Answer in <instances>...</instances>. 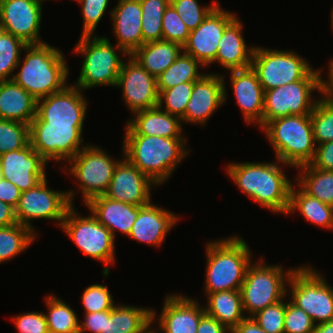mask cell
Here are the masks:
<instances>
[{
    "label": "cell",
    "instance_id": "cell-1",
    "mask_svg": "<svg viewBox=\"0 0 333 333\" xmlns=\"http://www.w3.org/2000/svg\"><path fill=\"white\" fill-rule=\"evenodd\" d=\"M276 160L274 163H230L226 171L241 191L255 202L272 212L287 214L293 183L280 169L278 164L282 162Z\"/></svg>",
    "mask_w": 333,
    "mask_h": 333
},
{
    "label": "cell",
    "instance_id": "cell-2",
    "mask_svg": "<svg viewBox=\"0 0 333 333\" xmlns=\"http://www.w3.org/2000/svg\"><path fill=\"white\" fill-rule=\"evenodd\" d=\"M123 156L155 184H163L189 153L186 138L124 135Z\"/></svg>",
    "mask_w": 333,
    "mask_h": 333
},
{
    "label": "cell",
    "instance_id": "cell-3",
    "mask_svg": "<svg viewBox=\"0 0 333 333\" xmlns=\"http://www.w3.org/2000/svg\"><path fill=\"white\" fill-rule=\"evenodd\" d=\"M25 59L13 81L36 101L63 90L68 78V66L62 52L49 44H30L24 49Z\"/></svg>",
    "mask_w": 333,
    "mask_h": 333
},
{
    "label": "cell",
    "instance_id": "cell-4",
    "mask_svg": "<svg viewBox=\"0 0 333 333\" xmlns=\"http://www.w3.org/2000/svg\"><path fill=\"white\" fill-rule=\"evenodd\" d=\"M206 254L205 294L240 290L252 259L245 240L230 236L211 241L206 244Z\"/></svg>",
    "mask_w": 333,
    "mask_h": 333
},
{
    "label": "cell",
    "instance_id": "cell-5",
    "mask_svg": "<svg viewBox=\"0 0 333 333\" xmlns=\"http://www.w3.org/2000/svg\"><path fill=\"white\" fill-rule=\"evenodd\" d=\"M261 130L265 131L276 159L284 166L297 168L313 160L317 145L310 114L277 118L267 122Z\"/></svg>",
    "mask_w": 333,
    "mask_h": 333
},
{
    "label": "cell",
    "instance_id": "cell-6",
    "mask_svg": "<svg viewBox=\"0 0 333 333\" xmlns=\"http://www.w3.org/2000/svg\"><path fill=\"white\" fill-rule=\"evenodd\" d=\"M92 38V39H91ZM129 56L117 45L113 47L107 37L92 35L80 36L74 52L84 55L83 64L76 87L86 90L100 85L115 86L118 82V75L124 61L117 55Z\"/></svg>",
    "mask_w": 333,
    "mask_h": 333
},
{
    "label": "cell",
    "instance_id": "cell-7",
    "mask_svg": "<svg viewBox=\"0 0 333 333\" xmlns=\"http://www.w3.org/2000/svg\"><path fill=\"white\" fill-rule=\"evenodd\" d=\"M282 267L281 265H266L262 258L257 263H251L248 266L240 289L243 310L249 313L246 317H252L258 311L287 296L288 288L285 279L289 280L294 268H290L284 273Z\"/></svg>",
    "mask_w": 333,
    "mask_h": 333
},
{
    "label": "cell",
    "instance_id": "cell-8",
    "mask_svg": "<svg viewBox=\"0 0 333 333\" xmlns=\"http://www.w3.org/2000/svg\"><path fill=\"white\" fill-rule=\"evenodd\" d=\"M286 282L291 288L290 301L304 310L315 325L333 320V288L324 276L307 265L298 266Z\"/></svg>",
    "mask_w": 333,
    "mask_h": 333
},
{
    "label": "cell",
    "instance_id": "cell-9",
    "mask_svg": "<svg viewBox=\"0 0 333 333\" xmlns=\"http://www.w3.org/2000/svg\"><path fill=\"white\" fill-rule=\"evenodd\" d=\"M321 69L311 70L302 80L264 93L263 126L274 119L311 114L319 99H311L312 91H320ZM311 99V100H310Z\"/></svg>",
    "mask_w": 333,
    "mask_h": 333
},
{
    "label": "cell",
    "instance_id": "cell-10",
    "mask_svg": "<svg viewBox=\"0 0 333 333\" xmlns=\"http://www.w3.org/2000/svg\"><path fill=\"white\" fill-rule=\"evenodd\" d=\"M74 208L72 205L68 209L61 228L83 254L106 265L103 274L107 276L109 264L115 262V238L93 214L82 217Z\"/></svg>",
    "mask_w": 333,
    "mask_h": 333
},
{
    "label": "cell",
    "instance_id": "cell-11",
    "mask_svg": "<svg viewBox=\"0 0 333 333\" xmlns=\"http://www.w3.org/2000/svg\"><path fill=\"white\" fill-rule=\"evenodd\" d=\"M46 179L35 187L23 191L15 208L17 223L34 232L35 229L31 225L33 219L56 220L61 227L68 209L73 205L74 190L69 192L52 190L47 187Z\"/></svg>",
    "mask_w": 333,
    "mask_h": 333
},
{
    "label": "cell",
    "instance_id": "cell-12",
    "mask_svg": "<svg viewBox=\"0 0 333 333\" xmlns=\"http://www.w3.org/2000/svg\"><path fill=\"white\" fill-rule=\"evenodd\" d=\"M264 91L302 80L311 70L296 52L255 47L252 66Z\"/></svg>",
    "mask_w": 333,
    "mask_h": 333
},
{
    "label": "cell",
    "instance_id": "cell-13",
    "mask_svg": "<svg viewBox=\"0 0 333 333\" xmlns=\"http://www.w3.org/2000/svg\"><path fill=\"white\" fill-rule=\"evenodd\" d=\"M69 162L72 163L69 174L77 178L87 204L92 198L106 193L120 160H114L99 147L86 145Z\"/></svg>",
    "mask_w": 333,
    "mask_h": 333
},
{
    "label": "cell",
    "instance_id": "cell-14",
    "mask_svg": "<svg viewBox=\"0 0 333 333\" xmlns=\"http://www.w3.org/2000/svg\"><path fill=\"white\" fill-rule=\"evenodd\" d=\"M30 144L47 162H68L82 148L83 125L30 123ZM82 145V146H80Z\"/></svg>",
    "mask_w": 333,
    "mask_h": 333
},
{
    "label": "cell",
    "instance_id": "cell-15",
    "mask_svg": "<svg viewBox=\"0 0 333 333\" xmlns=\"http://www.w3.org/2000/svg\"><path fill=\"white\" fill-rule=\"evenodd\" d=\"M83 91L67 85L63 90L37 100L36 117L31 123L83 125L87 101Z\"/></svg>",
    "mask_w": 333,
    "mask_h": 333
},
{
    "label": "cell",
    "instance_id": "cell-16",
    "mask_svg": "<svg viewBox=\"0 0 333 333\" xmlns=\"http://www.w3.org/2000/svg\"><path fill=\"white\" fill-rule=\"evenodd\" d=\"M41 0H0V29L27 45L45 43L40 39Z\"/></svg>",
    "mask_w": 333,
    "mask_h": 333
},
{
    "label": "cell",
    "instance_id": "cell-17",
    "mask_svg": "<svg viewBox=\"0 0 333 333\" xmlns=\"http://www.w3.org/2000/svg\"><path fill=\"white\" fill-rule=\"evenodd\" d=\"M235 18L233 13L225 11L218 4L195 30L190 31L182 46L183 51L204 67L212 64L224 30Z\"/></svg>",
    "mask_w": 333,
    "mask_h": 333
},
{
    "label": "cell",
    "instance_id": "cell-18",
    "mask_svg": "<svg viewBox=\"0 0 333 333\" xmlns=\"http://www.w3.org/2000/svg\"><path fill=\"white\" fill-rule=\"evenodd\" d=\"M128 57V62L122 64L116 85L122 88L123 101L132 113L158 106L159 92L156 78L130 55Z\"/></svg>",
    "mask_w": 333,
    "mask_h": 333
},
{
    "label": "cell",
    "instance_id": "cell-19",
    "mask_svg": "<svg viewBox=\"0 0 333 333\" xmlns=\"http://www.w3.org/2000/svg\"><path fill=\"white\" fill-rule=\"evenodd\" d=\"M46 163L31 144L0 155L3 178L12 182L21 192L35 187L46 178Z\"/></svg>",
    "mask_w": 333,
    "mask_h": 333
},
{
    "label": "cell",
    "instance_id": "cell-20",
    "mask_svg": "<svg viewBox=\"0 0 333 333\" xmlns=\"http://www.w3.org/2000/svg\"><path fill=\"white\" fill-rule=\"evenodd\" d=\"M224 75L204 74L195 81L190 100L185 108L183 122L206 124L209 117L226 102Z\"/></svg>",
    "mask_w": 333,
    "mask_h": 333
},
{
    "label": "cell",
    "instance_id": "cell-21",
    "mask_svg": "<svg viewBox=\"0 0 333 333\" xmlns=\"http://www.w3.org/2000/svg\"><path fill=\"white\" fill-rule=\"evenodd\" d=\"M157 186L148 176L125 157L114 170L112 180L104 194L106 197L135 206L151 202V186Z\"/></svg>",
    "mask_w": 333,
    "mask_h": 333
},
{
    "label": "cell",
    "instance_id": "cell-22",
    "mask_svg": "<svg viewBox=\"0 0 333 333\" xmlns=\"http://www.w3.org/2000/svg\"><path fill=\"white\" fill-rule=\"evenodd\" d=\"M159 315L163 333H197L200 319L206 314L199 302L188 296L168 294Z\"/></svg>",
    "mask_w": 333,
    "mask_h": 333
},
{
    "label": "cell",
    "instance_id": "cell-23",
    "mask_svg": "<svg viewBox=\"0 0 333 333\" xmlns=\"http://www.w3.org/2000/svg\"><path fill=\"white\" fill-rule=\"evenodd\" d=\"M231 86L238 106L248 124L263 127L264 89L252 68L231 70Z\"/></svg>",
    "mask_w": 333,
    "mask_h": 333
},
{
    "label": "cell",
    "instance_id": "cell-24",
    "mask_svg": "<svg viewBox=\"0 0 333 333\" xmlns=\"http://www.w3.org/2000/svg\"><path fill=\"white\" fill-rule=\"evenodd\" d=\"M178 217L150 203L140 206L139 214L128 237L140 243L161 246Z\"/></svg>",
    "mask_w": 333,
    "mask_h": 333
},
{
    "label": "cell",
    "instance_id": "cell-25",
    "mask_svg": "<svg viewBox=\"0 0 333 333\" xmlns=\"http://www.w3.org/2000/svg\"><path fill=\"white\" fill-rule=\"evenodd\" d=\"M118 47L128 55L143 45L140 0H118L111 11Z\"/></svg>",
    "mask_w": 333,
    "mask_h": 333
},
{
    "label": "cell",
    "instance_id": "cell-26",
    "mask_svg": "<svg viewBox=\"0 0 333 333\" xmlns=\"http://www.w3.org/2000/svg\"><path fill=\"white\" fill-rule=\"evenodd\" d=\"M133 114L135 118L127 121L125 135L183 138L181 119L163 111L159 106Z\"/></svg>",
    "mask_w": 333,
    "mask_h": 333
},
{
    "label": "cell",
    "instance_id": "cell-27",
    "mask_svg": "<svg viewBox=\"0 0 333 333\" xmlns=\"http://www.w3.org/2000/svg\"><path fill=\"white\" fill-rule=\"evenodd\" d=\"M85 205L114 238L115 230L129 236L140 211V206L116 201L105 195L94 197Z\"/></svg>",
    "mask_w": 333,
    "mask_h": 333
},
{
    "label": "cell",
    "instance_id": "cell-28",
    "mask_svg": "<svg viewBox=\"0 0 333 333\" xmlns=\"http://www.w3.org/2000/svg\"><path fill=\"white\" fill-rule=\"evenodd\" d=\"M242 23L236 17L224 30L215 60L225 69L238 70L252 66L254 47H247L242 35Z\"/></svg>",
    "mask_w": 333,
    "mask_h": 333
},
{
    "label": "cell",
    "instance_id": "cell-29",
    "mask_svg": "<svg viewBox=\"0 0 333 333\" xmlns=\"http://www.w3.org/2000/svg\"><path fill=\"white\" fill-rule=\"evenodd\" d=\"M37 101L13 80L0 82V119L30 125L36 117Z\"/></svg>",
    "mask_w": 333,
    "mask_h": 333
},
{
    "label": "cell",
    "instance_id": "cell-30",
    "mask_svg": "<svg viewBox=\"0 0 333 333\" xmlns=\"http://www.w3.org/2000/svg\"><path fill=\"white\" fill-rule=\"evenodd\" d=\"M154 309L115 305L105 310L104 332L101 333H143L156 317Z\"/></svg>",
    "mask_w": 333,
    "mask_h": 333
},
{
    "label": "cell",
    "instance_id": "cell-31",
    "mask_svg": "<svg viewBox=\"0 0 333 333\" xmlns=\"http://www.w3.org/2000/svg\"><path fill=\"white\" fill-rule=\"evenodd\" d=\"M182 51L183 47L175 42L157 40L144 43L130 56L157 78L174 63Z\"/></svg>",
    "mask_w": 333,
    "mask_h": 333
},
{
    "label": "cell",
    "instance_id": "cell-32",
    "mask_svg": "<svg viewBox=\"0 0 333 333\" xmlns=\"http://www.w3.org/2000/svg\"><path fill=\"white\" fill-rule=\"evenodd\" d=\"M205 313L232 331L246 317L240 290H228L207 294Z\"/></svg>",
    "mask_w": 333,
    "mask_h": 333
},
{
    "label": "cell",
    "instance_id": "cell-33",
    "mask_svg": "<svg viewBox=\"0 0 333 333\" xmlns=\"http://www.w3.org/2000/svg\"><path fill=\"white\" fill-rule=\"evenodd\" d=\"M295 186L293 184L291 188L290 206L287 214L297 210L307 221L326 229H332L333 206L310 196L301 187L296 190Z\"/></svg>",
    "mask_w": 333,
    "mask_h": 333
},
{
    "label": "cell",
    "instance_id": "cell-34",
    "mask_svg": "<svg viewBox=\"0 0 333 333\" xmlns=\"http://www.w3.org/2000/svg\"><path fill=\"white\" fill-rule=\"evenodd\" d=\"M301 174L297 175V183L310 196L333 206V171L320 170L310 164L297 167Z\"/></svg>",
    "mask_w": 333,
    "mask_h": 333
},
{
    "label": "cell",
    "instance_id": "cell-35",
    "mask_svg": "<svg viewBox=\"0 0 333 333\" xmlns=\"http://www.w3.org/2000/svg\"><path fill=\"white\" fill-rule=\"evenodd\" d=\"M200 65L204 67L193 56L182 51L174 63L156 78L157 89L166 90L181 83L199 80L204 75L198 71Z\"/></svg>",
    "mask_w": 333,
    "mask_h": 333
},
{
    "label": "cell",
    "instance_id": "cell-36",
    "mask_svg": "<svg viewBox=\"0 0 333 333\" xmlns=\"http://www.w3.org/2000/svg\"><path fill=\"white\" fill-rule=\"evenodd\" d=\"M45 314L49 333H79V320L75 311L55 295H47Z\"/></svg>",
    "mask_w": 333,
    "mask_h": 333
},
{
    "label": "cell",
    "instance_id": "cell-37",
    "mask_svg": "<svg viewBox=\"0 0 333 333\" xmlns=\"http://www.w3.org/2000/svg\"><path fill=\"white\" fill-rule=\"evenodd\" d=\"M36 236L33 230L19 223L0 227V263L25 251Z\"/></svg>",
    "mask_w": 333,
    "mask_h": 333
},
{
    "label": "cell",
    "instance_id": "cell-38",
    "mask_svg": "<svg viewBox=\"0 0 333 333\" xmlns=\"http://www.w3.org/2000/svg\"><path fill=\"white\" fill-rule=\"evenodd\" d=\"M170 0H140L143 44L162 40V19Z\"/></svg>",
    "mask_w": 333,
    "mask_h": 333
},
{
    "label": "cell",
    "instance_id": "cell-39",
    "mask_svg": "<svg viewBox=\"0 0 333 333\" xmlns=\"http://www.w3.org/2000/svg\"><path fill=\"white\" fill-rule=\"evenodd\" d=\"M26 46L21 39L0 29V82L13 79V71L22 63L20 54Z\"/></svg>",
    "mask_w": 333,
    "mask_h": 333
},
{
    "label": "cell",
    "instance_id": "cell-40",
    "mask_svg": "<svg viewBox=\"0 0 333 333\" xmlns=\"http://www.w3.org/2000/svg\"><path fill=\"white\" fill-rule=\"evenodd\" d=\"M30 144V126L17 121L0 119V155L23 149Z\"/></svg>",
    "mask_w": 333,
    "mask_h": 333
},
{
    "label": "cell",
    "instance_id": "cell-41",
    "mask_svg": "<svg viewBox=\"0 0 333 333\" xmlns=\"http://www.w3.org/2000/svg\"><path fill=\"white\" fill-rule=\"evenodd\" d=\"M194 83L186 82L166 90H158V106L160 108L165 106L163 111L182 119L185 116V108L190 100ZM163 103L165 104L164 106Z\"/></svg>",
    "mask_w": 333,
    "mask_h": 333
},
{
    "label": "cell",
    "instance_id": "cell-42",
    "mask_svg": "<svg viewBox=\"0 0 333 333\" xmlns=\"http://www.w3.org/2000/svg\"><path fill=\"white\" fill-rule=\"evenodd\" d=\"M310 117L315 143L333 141V105L319 98Z\"/></svg>",
    "mask_w": 333,
    "mask_h": 333
},
{
    "label": "cell",
    "instance_id": "cell-43",
    "mask_svg": "<svg viewBox=\"0 0 333 333\" xmlns=\"http://www.w3.org/2000/svg\"><path fill=\"white\" fill-rule=\"evenodd\" d=\"M170 4L175 8L186 27L195 30L209 15V13L219 4L213 1L210 6L200 7L197 0H170Z\"/></svg>",
    "mask_w": 333,
    "mask_h": 333
},
{
    "label": "cell",
    "instance_id": "cell-44",
    "mask_svg": "<svg viewBox=\"0 0 333 333\" xmlns=\"http://www.w3.org/2000/svg\"><path fill=\"white\" fill-rule=\"evenodd\" d=\"M189 34L190 30L181 20L175 8L169 4L162 19V40L175 42L183 46Z\"/></svg>",
    "mask_w": 333,
    "mask_h": 333
},
{
    "label": "cell",
    "instance_id": "cell-45",
    "mask_svg": "<svg viewBox=\"0 0 333 333\" xmlns=\"http://www.w3.org/2000/svg\"><path fill=\"white\" fill-rule=\"evenodd\" d=\"M286 302L284 298L258 311L252 318L267 333H284Z\"/></svg>",
    "mask_w": 333,
    "mask_h": 333
},
{
    "label": "cell",
    "instance_id": "cell-46",
    "mask_svg": "<svg viewBox=\"0 0 333 333\" xmlns=\"http://www.w3.org/2000/svg\"><path fill=\"white\" fill-rule=\"evenodd\" d=\"M112 298L106 285L93 284L84 290L81 300L85 313H93L111 310L115 306Z\"/></svg>",
    "mask_w": 333,
    "mask_h": 333
},
{
    "label": "cell",
    "instance_id": "cell-47",
    "mask_svg": "<svg viewBox=\"0 0 333 333\" xmlns=\"http://www.w3.org/2000/svg\"><path fill=\"white\" fill-rule=\"evenodd\" d=\"M315 324L311 317L291 301L286 302L284 333H313Z\"/></svg>",
    "mask_w": 333,
    "mask_h": 333
},
{
    "label": "cell",
    "instance_id": "cell-48",
    "mask_svg": "<svg viewBox=\"0 0 333 333\" xmlns=\"http://www.w3.org/2000/svg\"><path fill=\"white\" fill-rule=\"evenodd\" d=\"M82 5L83 30L82 36L92 35L102 19L109 0H75Z\"/></svg>",
    "mask_w": 333,
    "mask_h": 333
},
{
    "label": "cell",
    "instance_id": "cell-49",
    "mask_svg": "<svg viewBox=\"0 0 333 333\" xmlns=\"http://www.w3.org/2000/svg\"><path fill=\"white\" fill-rule=\"evenodd\" d=\"M19 333H49L45 313L28 312L13 317Z\"/></svg>",
    "mask_w": 333,
    "mask_h": 333
},
{
    "label": "cell",
    "instance_id": "cell-50",
    "mask_svg": "<svg viewBox=\"0 0 333 333\" xmlns=\"http://www.w3.org/2000/svg\"><path fill=\"white\" fill-rule=\"evenodd\" d=\"M309 164L320 170L333 171V141L317 145L314 158Z\"/></svg>",
    "mask_w": 333,
    "mask_h": 333
},
{
    "label": "cell",
    "instance_id": "cell-51",
    "mask_svg": "<svg viewBox=\"0 0 333 333\" xmlns=\"http://www.w3.org/2000/svg\"><path fill=\"white\" fill-rule=\"evenodd\" d=\"M84 321L79 323V333L91 331L92 333L104 332L105 311L85 313Z\"/></svg>",
    "mask_w": 333,
    "mask_h": 333
},
{
    "label": "cell",
    "instance_id": "cell-52",
    "mask_svg": "<svg viewBox=\"0 0 333 333\" xmlns=\"http://www.w3.org/2000/svg\"><path fill=\"white\" fill-rule=\"evenodd\" d=\"M21 191L12 182L2 179L0 182V201L16 208L19 198L21 196Z\"/></svg>",
    "mask_w": 333,
    "mask_h": 333
},
{
    "label": "cell",
    "instance_id": "cell-53",
    "mask_svg": "<svg viewBox=\"0 0 333 333\" xmlns=\"http://www.w3.org/2000/svg\"><path fill=\"white\" fill-rule=\"evenodd\" d=\"M197 333H231V331L219 323L217 319L205 314L200 319Z\"/></svg>",
    "mask_w": 333,
    "mask_h": 333
},
{
    "label": "cell",
    "instance_id": "cell-54",
    "mask_svg": "<svg viewBox=\"0 0 333 333\" xmlns=\"http://www.w3.org/2000/svg\"><path fill=\"white\" fill-rule=\"evenodd\" d=\"M328 80L320 78V94H322V99L328 104L333 105V60L329 64V75Z\"/></svg>",
    "mask_w": 333,
    "mask_h": 333
},
{
    "label": "cell",
    "instance_id": "cell-55",
    "mask_svg": "<svg viewBox=\"0 0 333 333\" xmlns=\"http://www.w3.org/2000/svg\"><path fill=\"white\" fill-rule=\"evenodd\" d=\"M231 333H267L263 330L252 317L242 320Z\"/></svg>",
    "mask_w": 333,
    "mask_h": 333
},
{
    "label": "cell",
    "instance_id": "cell-56",
    "mask_svg": "<svg viewBox=\"0 0 333 333\" xmlns=\"http://www.w3.org/2000/svg\"><path fill=\"white\" fill-rule=\"evenodd\" d=\"M17 223L15 209L0 201V227L11 226Z\"/></svg>",
    "mask_w": 333,
    "mask_h": 333
},
{
    "label": "cell",
    "instance_id": "cell-57",
    "mask_svg": "<svg viewBox=\"0 0 333 333\" xmlns=\"http://www.w3.org/2000/svg\"><path fill=\"white\" fill-rule=\"evenodd\" d=\"M313 333H333V320L315 325Z\"/></svg>",
    "mask_w": 333,
    "mask_h": 333
},
{
    "label": "cell",
    "instance_id": "cell-58",
    "mask_svg": "<svg viewBox=\"0 0 333 333\" xmlns=\"http://www.w3.org/2000/svg\"><path fill=\"white\" fill-rule=\"evenodd\" d=\"M149 326L143 333H156V330L154 331L152 328Z\"/></svg>",
    "mask_w": 333,
    "mask_h": 333
},
{
    "label": "cell",
    "instance_id": "cell-59",
    "mask_svg": "<svg viewBox=\"0 0 333 333\" xmlns=\"http://www.w3.org/2000/svg\"><path fill=\"white\" fill-rule=\"evenodd\" d=\"M331 26H332V29H333V8H332V11H331Z\"/></svg>",
    "mask_w": 333,
    "mask_h": 333
},
{
    "label": "cell",
    "instance_id": "cell-60",
    "mask_svg": "<svg viewBox=\"0 0 333 333\" xmlns=\"http://www.w3.org/2000/svg\"><path fill=\"white\" fill-rule=\"evenodd\" d=\"M2 179H3V175H2L1 165H0V182L2 181Z\"/></svg>",
    "mask_w": 333,
    "mask_h": 333
}]
</instances>
